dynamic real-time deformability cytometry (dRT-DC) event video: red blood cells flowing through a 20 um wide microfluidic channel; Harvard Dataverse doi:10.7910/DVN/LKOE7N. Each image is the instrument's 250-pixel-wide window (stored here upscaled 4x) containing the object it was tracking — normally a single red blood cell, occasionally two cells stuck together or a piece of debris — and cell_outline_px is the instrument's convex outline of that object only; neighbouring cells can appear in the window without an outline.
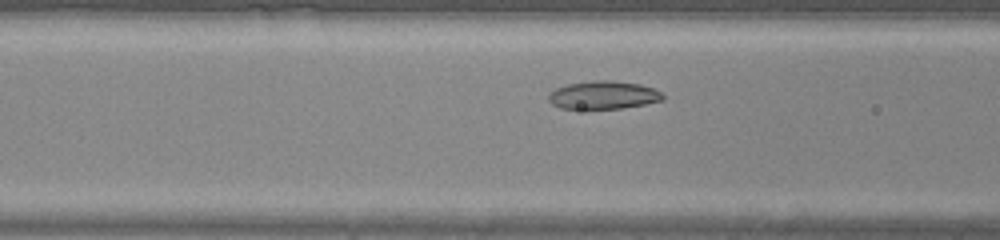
{"species": "common noctule bat (a hibernating species)", "species_latin": "Nyctalus noctula", "temperature_condition": "warm", "stored_images_in_passage": 34, "camera_frame_rate_fps": 3000, "um_per_image_px": 0.085, "animal": {"sex": "male", "body_mass_g": 20.0, "forearm_length_mm": 53.3}, "frame": {"image": 1, "passage_image": 10, "time_ms": 3.0, "image_size_px": [1000, 240], "cell_outline_px": [[664, 100], [624, 108], [560, 108], [552, 104], [548, 100], [548, 96], [556, 88], [568, 84], [596, 80], [612, 80], [640, 84], [652, 88], [660, 92], [664, 96]], "centroid_in_image_um": [51.3, 8.07], "position_along_channel_um": 115.3, "area_um2": 18.5}}
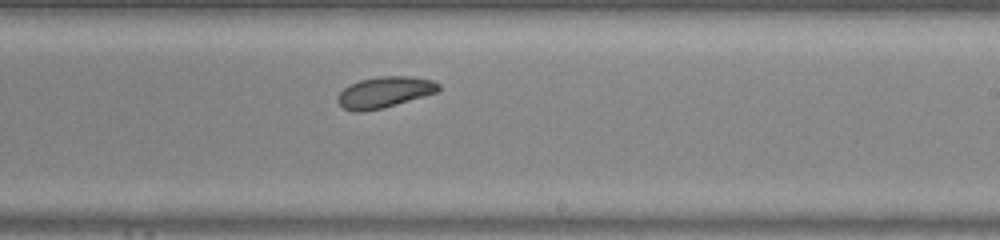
{"frame": {"image": 2, "passage_image": 20, "time_ms": 6.333, "image_size_px": [1000, 240], "cell_outline_px": [[440, 92], [396, 104], [364, 112], [352, 112], [344, 108], [336, 100], [340, 92], [348, 84], [360, 80], [380, 76], [412, 76], [432, 80], [440, 84]], "centroid_in_image_um": [32.7, 7.83], "position_along_channel_um": 256.3, "area_um2": 18.38}}
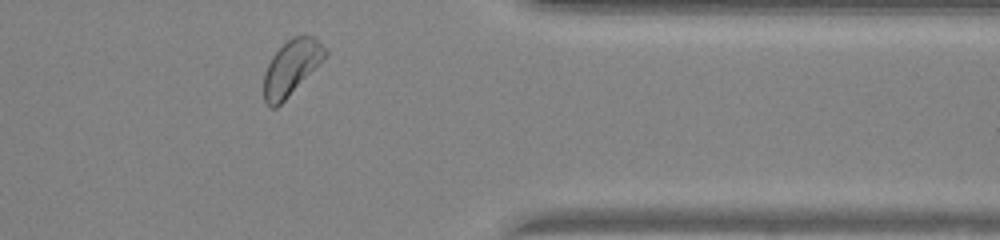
{"frame": {"image": 3, "passage_image": 30, "time_ms": 9.667, "image_size_px": [1000, 240], "cell_outline_px": [[328, 52], [288, 96], [276, 108], [268, 108], [264, 100], [264, 72], [272, 56], [288, 40], [296, 36], [312, 36]], "centroid_in_image_um": [24.69, 5.78], "position_along_channel_um": 386.7, "area_um2": 18.79}, "authors_computed_cell_mechanics": {"area_um2": 18.496, "velocity_mm_per_s": 4.2379, "shape_relaxation_time_tau1_ms": 2.5251, "shape_relaxation_time_tau2_ms": 6.3, "deformation_change_tau1": 0.1226, "deformation_change_tau2": 0.1412}}